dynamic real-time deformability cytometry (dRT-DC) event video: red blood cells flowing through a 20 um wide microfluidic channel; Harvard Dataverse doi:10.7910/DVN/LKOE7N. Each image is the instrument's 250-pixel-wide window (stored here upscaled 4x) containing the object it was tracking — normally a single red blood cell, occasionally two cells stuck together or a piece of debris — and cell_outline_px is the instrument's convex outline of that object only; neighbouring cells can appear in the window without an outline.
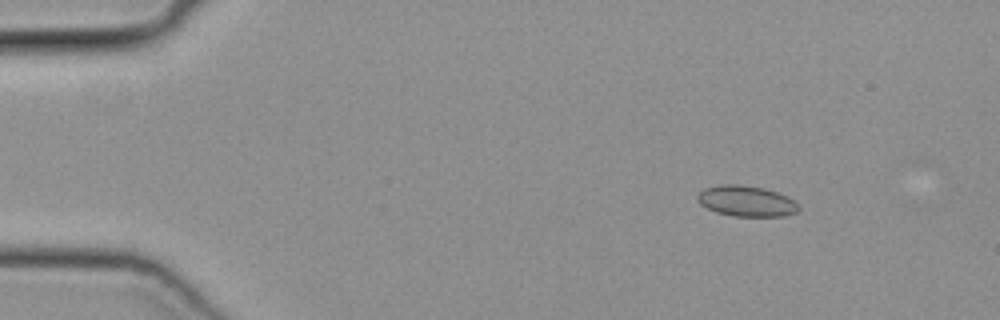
{"species": "common noctule bat (a hibernating species)", "species_latin": "Nyctalus noctula", "temperature_condition": "cold", "stored_images_in_passage": 46, "camera_frame_rate_fps": 3000, "um_per_image_px": 0.085, "animal": {"sex": "female", "body_mass_g": 19.3, "forearm_length_mm": 54.1}, "frame": {"image": 1, "passage_image": 4, "time_ms": 1.0, "image_size_px": [1000, 320], "cell_outline_px": [[800, 208], [796, 212], [784, 216], [732, 216], [716, 212], [700, 204], [696, 200], [696, 196], [704, 188], [720, 184], [736, 184], [764, 188], [788, 196], [800, 204]], "centroid_in_image_um": [63.44, 17.09], "position_along_channel_um": 21.6, "area_um2": 18.26}}
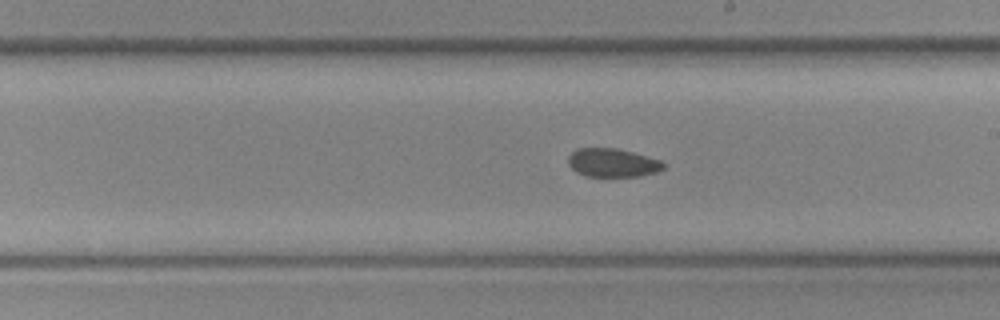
{"frame": {"image": 2, "passage_image": 26, "time_ms": 8.333, "image_size_px": [1000, 320], "cell_outline_px": [[664, 168], [656, 172], [640, 176], [584, 176], [576, 172], [568, 164], [568, 156], [576, 148], [616, 148], [632, 152], [660, 160], [664, 164]], "centroid_in_image_um": [52.03, 13.83], "position_along_channel_um": 237.0, "area_um2": 15.78}}
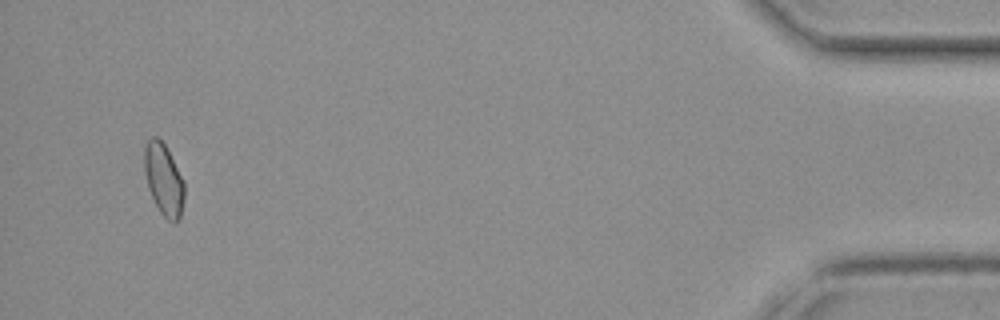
{"frame": {"image": 3, "passage_image": 45, "time_ms": 14.667, "image_size_px": [1000, 320], "cell_outline_px": [[184, 200], [180, 220], [176, 224], [172, 224], [160, 212], [148, 188], [144, 172], [144, 144], [152, 136], [156, 136], [164, 144], [184, 180]], "centroid_in_image_um": [13.92, 15.29], "position_along_channel_um": 421.3, "area_um2": 16.88}}